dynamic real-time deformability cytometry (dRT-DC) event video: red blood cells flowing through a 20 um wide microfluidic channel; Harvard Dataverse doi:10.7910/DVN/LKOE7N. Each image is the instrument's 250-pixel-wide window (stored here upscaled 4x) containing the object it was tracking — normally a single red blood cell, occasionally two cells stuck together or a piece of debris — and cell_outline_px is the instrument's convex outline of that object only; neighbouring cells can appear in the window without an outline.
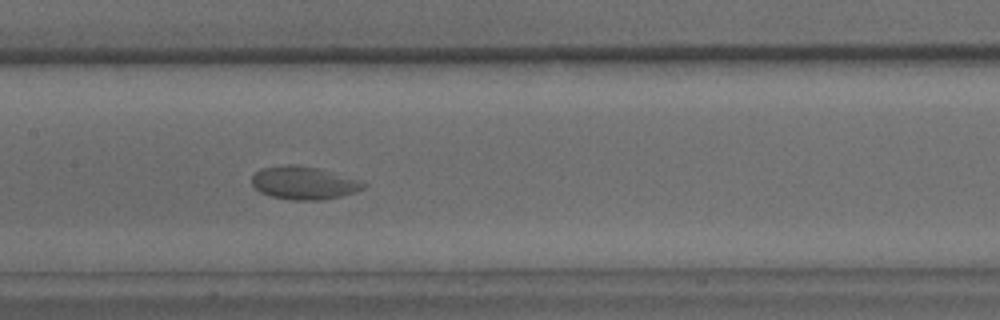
{"species": "common noctule bat (a hibernating species)", "species_latin": "Nyctalus noctula", "temperature_condition": "warm", "stored_images_in_passage": 10, "camera_frame_rate_fps": 3000, "um_per_image_px": 0.085, "animal": {"sex": "male", "body_mass_g": 15.6}, "frame": {"image": 1, "passage_image": 10, "time_ms": 10.333, "image_size_px": [1000, 320], "cell_outline_px": [[368, 184], [364, 188], [356, 192], [340, 196], [320, 200], [292, 200], [272, 196], [260, 192], [252, 184], [252, 176], [260, 168], [288, 164], [296, 164], [316, 168], [356, 180]], "centroid_in_image_um": [25.78, 15.55], "position_along_channel_um": 181.6, "area_um2": 21.1}}